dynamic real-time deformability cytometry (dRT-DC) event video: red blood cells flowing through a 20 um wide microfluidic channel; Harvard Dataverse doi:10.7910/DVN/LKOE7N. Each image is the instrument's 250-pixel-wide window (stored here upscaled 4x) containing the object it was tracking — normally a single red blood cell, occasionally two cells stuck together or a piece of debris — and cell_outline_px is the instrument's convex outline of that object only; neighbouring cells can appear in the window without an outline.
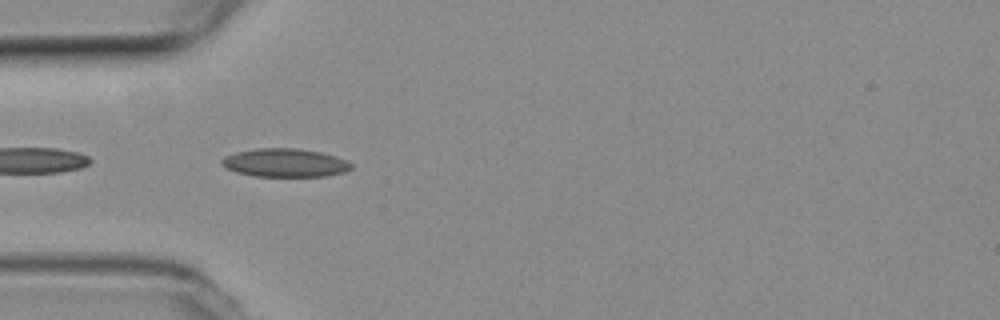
{"species": "common noctule bat (a hibernating species)", "species_latin": "Nyctalus noctula", "temperature_condition": "room temperature", "stored_images_in_passage": 23, "camera_frame_rate_fps": 3000, "um_per_image_px": 0.085, "animal": {"sex": "female", "body_mass_g": 19.3, "forearm_length_mm": 54.1}, "frame": {"image": 1, "passage_image": 16, "time_ms": 5.0, "image_size_px": [1000, 320], "cell_outline_px": [[352, 168], [344, 172], [328, 176], [252, 176], [236, 172], [220, 164], [220, 160], [224, 156], [236, 152], [256, 148], [296, 148], [320, 152], [336, 156], [348, 160], [352, 164]], "centroid_in_image_um": [24.22, 13.83], "position_along_channel_um": 60.8, "area_um2": 21.56}}
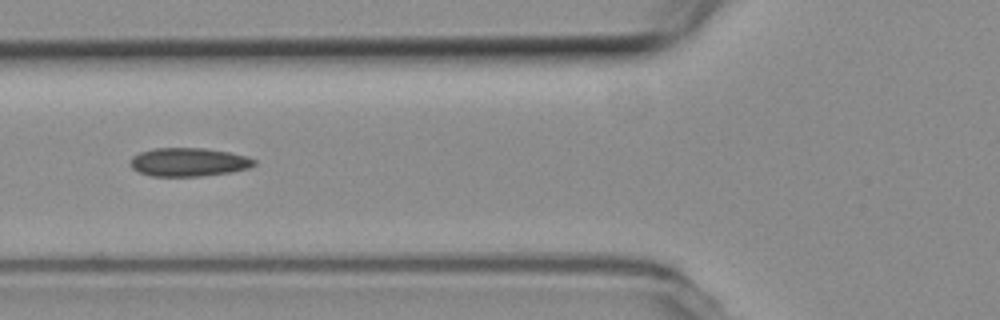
{"frame": {"image": 2, "passage_image": 20, "time_ms": 6.333, "image_size_px": [1000, 320], "cell_outline_px": [[256, 164], [248, 168], [232, 172], [200, 176], [152, 176], [140, 172], [132, 168], [128, 164], [132, 156], [140, 152], [152, 148], [204, 148], [228, 152], [248, 156], [256, 160]], "centroid_in_image_um": [16.02, 13.77], "position_along_channel_um": 109.8, "area_um2": 20.69}}